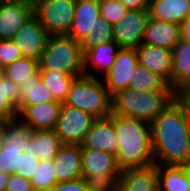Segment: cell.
Returning <instances> with one entry per match:
<instances>
[{
  "label": "cell",
  "instance_id": "484cf974",
  "mask_svg": "<svg viewBox=\"0 0 190 191\" xmlns=\"http://www.w3.org/2000/svg\"><path fill=\"white\" fill-rule=\"evenodd\" d=\"M20 103V85L15 84L0 70V121H11L18 118L17 109Z\"/></svg>",
  "mask_w": 190,
  "mask_h": 191
},
{
  "label": "cell",
  "instance_id": "f1b7e54d",
  "mask_svg": "<svg viewBox=\"0 0 190 191\" xmlns=\"http://www.w3.org/2000/svg\"><path fill=\"white\" fill-rule=\"evenodd\" d=\"M39 75L44 84L49 87L54 100L64 103L76 76L56 70H39Z\"/></svg>",
  "mask_w": 190,
  "mask_h": 191
},
{
  "label": "cell",
  "instance_id": "d4e9b609",
  "mask_svg": "<svg viewBox=\"0 0 190 191\" xmlns=\"http://www.w3.org/2000/svg\"><path fill=\"white\" fill-rule=\"evenodd\" d=\"M158 191H190V166L157 165Z\"/></svg>",
  "mask_w": 190,
  "mask_h": 191
},
{
  "label": "cell",
  "instance_id": "8d00e7d4",
  "mask_svg": "<svg viewBox=\"0 0 190 191\" xmlns=\"http://www.w3.org/2000/svg\"><path fill=\"white\" fill-rule=\"evenodd\" d=\"M34 187L30 179L22 177L18 174L9 175L6 185V191H34Z\"/></svg>",
  "mask_w": 190,
  "mask_h": 191
},
{
  "label": "cell",
  "instance_id": "4fadbf2b",
  "mask_svg": "<svg viewBox=\"0 0 190 191\" xmlns=\"http://www.w3.org/2000/svg\"><path fill=\"white\" fill-rule=\"evenodd\" d=\"M136 51L139 64L161 77L172 87V50L140 44Z\"/></svg>",
  "mask_w": 190,
  "mask_h": 191
},
{
  "label": "cell",
  "instance_id": "5b68a950",
  "mask_svg": "<svg viewBox=\"0 0 190 191\" xmlns=\"http://www.w3.org/2000/svg\"><path fill=\"white\" fill-rule=\"evenodd\" d=\"M39 70H56L76 77L84 75V52L67 35H50L39 59Z\"/></svg>",
  "mask_w": 190,
  "mask_h": 191
},
{
  "label": "cell",
  "instance_id": "e575fe53",
  "mask_svg": "<svg viewBox=\"0 0 190 191\" xmlns=\"http://www.w3.org/2000/svg\"><path fill=\"white\" fill-rule=\"evenodd\" d=\"M23 57L13 40H0V70Z\"/></svg>",
  "mask_w": 190,
  "mask_h": 191
},
{
  "label": "cell",
  "instance_id": "74e56055",
  "mask_svg": "<svg viewBox=\"0 0 190 191\" xmlns=\"http://www.w3.org/2000/svg\"><path fill=\"white\" fill-rule=\"evenodd\" d=\"M50 191H89V189L86 180L84 178H78L57 183Z\"/></svg>",
  "mask_w": 190,
  "mask_h": 191
},
{
  "label": "cell",
  "instance_id": "603a6c76",
  "mask_svg": "<svg viewBox=\"0 0 190 191\" xmlns=\"http://www.w3.org/2000/svg\"><path fill=\"white\" fill-rule=\"evenodd\" d=\"M172 89L190 90V43L181 40L172 49Z\"/></svg>",
  "mask_w": 190,
  "mask_h": 191
},
{
  "label": "cell",
  "instance_id": "2e32d148",
  "mask_svg": "<svg viewBox=\"0 0 190 191\" xmlns=\"http://www.w3.org/2000/svg\"><path fill=\"white\" fill-rule=\"evenodd\" d=\"M33 16V5L0 2V40H12L22 25Z\"/></svg>",
  "mask_w": 190,
  "mask_h": 191
},
{
  "label": "cell",
  "instance_id": "e0dca14e",
  "mask_svg": "<svg viewBox=\"0 0 190 191\" xmlns=\"http://www.w3.org/2000/svg\"><path fill=\"white\" fill-rule=\"evenodd\" d=\"M119 50L120 47L115 41L101 43L86 50L84 52V75L100 78L95 73L99 70V72H103L104 77L110 71ZM90 67L93 69H89Z\"/></svg>",
  "mask_w": 190,
  "mask_h": 191
},
{
  "label": "cell",
  "instance_id": "1f68e13d",
  "mask_svg": "<svg viewBox=\"0 0 190 191\" xmlns=\"http://www.w3.org/2000/svg\"><path fill=\"white\" fill-rule=\"evenodd\" d=\"M30 181L37 191H50L58 182L54 174L53 159L41 160Z\"/></svg>",
  "mask_w": 190,
  "mask_h": 191
},
{
  "label": "cell",
  "instance_id": "d6a6232c",
  "mask_svg": "<svg viewBox=\"0 0 190 191\" xmlns=\"http://www.w3.org/2000/svg\"><path fill=\"white\" fill-rule=\"evenodd\" d=\"M100 16L105 18L111 25L119 22L127 13L128 9L119 0H99Z\"/></svg>",
  "mask_w": 190,
  "mask_h": 191
},
{
  "label": "cell",
  "instance_id": "7c38bea8",
  "mask_svg": "<svg viewBox=\"0 0 190 191\" xmlns=\"http://www.w3.org/2000/svg\"><path fill=\"white\" fill-rule=\"evenodd\" d=\"M139 64L136 48H120L110 71L103 77L105 87L112 96L128 89V82Z\"/></svg>",
  "mask_w": 190,
  "mask_h": 191
},
{
  "label": "cell",
  "instance_id": "44dd1931",
  "mask_svg": "<svg viewBox=\"0 0 190 191\" xmlns=\"http://www.w3.org/2000/svg\"><path fill=\"white\" fill-rule=\"evenodd\" d=\"M100 17L99 0H76L72 26L67 36L80 42Z\"/></svg>",
  "mask_w": 190,
  "mask_h": 191
},
{
  "label": "cell",
  "instance_id": "f35d334b",
  "mask_svg": "<svg viewBox=\"0 0 190 191\" xmlns=\"http://www.w3.org/2000/svg\"><path fill=\"white\" fill-rule=\"evenodd\" d=\"M175 100L181 105L184 110L188 123V129L190 132V90L176 93Z\"/></svg>",
  "mask_w": 190,
  "mask_h": 191
},
{
  "label": "cell",
  "instance_id": "5bb4252c",
  "mask_svg": "<svg viewBox=\"0 0 190 191\" xmlns=\"http://www.w3.org/2000/svg\"><path fill=\"white\" fill-rule=\"evenodd\" d=\"M81 149L105 151L116 155L118 140L113 124V114L94 121L81 144Z\"/></svg>",
  "mask_w": 190,
  "mask_h": 191
},
{
  "label": "cell",
  "instance_id": "d590c367",
  "mask_svg": "<svg viewBox=\"0 0 190 191\" xmlns=\"http://www.w3.org/2000/svg\"><path fill=\"white\" fill-rule=\"evenodd\" d=\"M39 162V159H36L27 152L22 153L20 157L19 168H17L16 174L27 179H31L39 165Z\"/></svg>",
  "mask_w": 190,
  "mask_h": 191
},
{
  "label": "cell",
  "instance_id": "cb8c5ba5",
  "mask_svg": "<svg viewBox=\"0 0 190 191\" xmlns=\"http://www.w3.org/2000/svg\"><path fill=\"white\" fill-rule=\"evenodd\" d=\"M149 18L181 25L190 16V0H149Z\"/></svg>",
  "mask_w": 190,
  "mask_h": 191
},
{
  "label": "cell",
  "instance_id": "7bdbcfd3",
  "mask_svg": "<svg viewBox=\"0 0 190 191\" xmlns=\"http://www.w3.org/2000/svg\"><path fill=\"white\" fill-rule=\"evenodd\" d=\"M5 140V121H0V148L3 146Z\"/></svg>",
  "mask_w": 190,
  "mask_h": 191
},
{
  "label": "cell",
  "instance_id": "ac0fdd59",
  "mask_svg": "<svg viewBox=\"0 0 190 191\" xmlns=\"http://www.w3.org/2000/svg\"><path fill=\"white\" fill-rule=\"evenodd\" d=\"M116 191H158L157 165L123 170Z\"/></svg>",
  "mask_w": 190,
  "mask_h": 191
},
{
  "label": "cell",
  "instance_id": "ba28073f",
  "mask_svg": "<svg viewBox=\"0 0 190 191\" xmlns=\"http://www.w3.org/2000/svg\"><path fill=\"white\" fill-rule=\"evenodd\" d=\"M95 120L91 114L63 104L54 130L62 144L81 145Z\"/></svg>",
  "mask_w": 190,
  "mask_h": 191
},
{
  "label": "cell",
  "instance_id": "30bf717a",
  "mask_svg": "<svg viewBox=\"0 0 190 191\" xmlns=\"http://www.w3.org/2000/svg\"><path fill=\"white\" fill-rule=\"evenodd\" d=\"M50 34L33 15L16 32L12 39L23 57L39 61Z\"/></svg>",
  "mask_w": 190,
  "mask_h": 191
},
{
  "label": "cell",
  "instance_id": "9a60e30c",
  "mask_svg": "<svg viewBox=\"0 0 190 191\" xmlns=\"http://www.w3.org/2000/svg\"><path fill=\"white\" fill-rule=\"evenodd\" d=\"M53 168L58 183L82 178L81 145L63 144L53 159Z\"/></svg>",
  "mask_w": 190,
  "mask_h": 191
},
{
  "label": "cell",
  "instance_id": "52a82bcc",
  "mask_svg": "<svg viewBox=\"0 0 190 191\" xmlns=\"http://www.w3.org/2000/svg\"><path fill=\"white\" fill-rule=\"evenodd\" d=\"M31 130L18 118L5 121V140L0 148V171L9 175L16 174L20 157L30 138Z\"/></svg>",
  "mask_w": 190,
  "mask_h": 191
},
{
  "label": "cell",
  "instance_id": "ee69618b",
  "mask_svg": "<svg viewBox=\"0 0 190 191\" xmlns=\"http://www.w3.org/2000/svg\"><path fill=\"white\" fill-rule=\"evenodd\" d=\"M0 2L25 3V4L34 5L35 0H0Z\"/></svg>",
  "mask_w": 190,
  "mask_h": 191
},
{
  "label": "cell",
  "instance_id": "4316f807",
  "mask_svg": "<svg viewBox=\"0 0 190 191\" xmlns=\"http://www.w3.org/2000/svg\"><path fill=\"white\" fill-rule=\"evenodd\" d=\"M128 88L139 91H173L161 77L137 64L129 79Z\"/></svg>",
  "mask_w": 190,
  "mask_h": 191
},
{
  "label": "cell",
  "instance_id": "60d3db41",
  "mask_svg": "<svg viewBox=\"0 0 190 191\" xmlns=\"http://www.w3.org/2000/svg\"><path fill=\"white\" fill-rule=\"evenodd\" d=\"M180 40L190 43V16L180 25Z\"/></svg>",
  "mask_w": 190,
  "mask_h": 191
},
{
  "label": "cell",
  "instance_id": "9c48e42d",
  "mask_svg": "<svg viewBox=\"0 0 190 191\" xmlns=\"http://www.w3.org/2000/svg\"><path fill=\"white\" fill-rule=\"evenodd\" d=\"M149 19L148 10H128L125 16L113 25L114 41L120 48H137Z\"/></svg>",
  "mask_w": 190,
  "mask_h": 191
},
{
  "label": "cell",
  "instance_id": "8992f818",
  "mask_svg": "<svg viewBox=\"0 0 190 191\" xmlns=\"http://www.w3.org/2000/svg\"><path fill=\"white\" fill-rule=\"evenodd\" d=\"M76 0H35L33 15L50 35H67L73 23Z\"/></svg>",
  "mask_w": 190,
  "mask_h": 191
},
{
  "label": "cell",
  "instance_id": "ab89813d",
  "mask_svg": "<svg viewBox=\"0 0 190 191\" xmlns=\"http://www.w3.org/2000/svg\"><path fill=\"white\" fill-rule=\"evenodd\" d=\"M128 10H148L149 0H119Z\"/></svg>",
  "mask_w": 190,
  "mask_h": 191
},
{
  "label": "cell",
  "instance_id": "4dcf8cb0",
  "mask_svg": "<svg viewBox=\"0 0 190 191\" xmlns=\"http://www.w3.org/2000/svg\"><path fill=\"white\" fill-rule=\"evenodd\" d=\"M114 41L113 25L105 18L99 17L92 30L79 42L83 52L101 43Z\"/></svg>",
  "mask_w": 190,
  "mask_h": 191
},
{
  "label": "cell",
  "instance_id": "83f0119b",
  "mask_svg": "<svg viewBox=\"0 0 190 191\" xmlns=\"http://www.w3.org/2000/svg\"><path fill=\"white\" fill-rule=\"evenodd\" d=\"M20 105H34L43 102L55 101L48 86L41 80L39 73L30 77V80L20 85Z\"/></svg>",
  "mask_w": 190,
  "mask_h": 191
},
{
  "label": "cell",
  "instance_id": "7402d4cb",
  "mask_svg": "<svg viewBox=\"0 0 190 191\" xmlns=\"http://www.w3.org/2000/svg\"><path fill=\"white\" fill-rule=\"evenodd\" d=\"M59 135L54 129L31 130L25 152L36 159H54L59 148L62 146Z\"/></svg>",
  "mask_w": 190,
  "mask_h": 191
},
{
  "label": "cell",
  "instance_id": "6da1fadb",
  "mask_svg": "<svg viewBox=\"0 0 190 191\" xmlns=\"http://www.w3.org/2000/svg\"><path fill=\"white\" fill-rule=\"evenodd\" d=\"M156 165L190 166V132L181 105L172 101L151 123Z\"/></svg>",
  "mask_w": 190,
  "mask_h": 191
},
{
  "label": "cell",
  "instance_id": "3957f363",
  "mask_svg": "<svg viewBox=\"0 0 190 191\" xmlns=\"http://www.w3.org/2000/svg\"><path fill=\"white\" fill-rule=\"evenodd\" d=\"M174 100V91H139L128 88L112 95V114L151 124Z\"/></svg>",
  "mask_w": 190,
  "mask_h": 191
},
{
  "label": "cell",
  "instance_id": "f546056e",
  "mask_svg": "<svg viewBox=\"0 0 190 191\" xmlns=\"http://www.w3.org/2000/svg\"><path fill=\"white\" fill-rule=\"evenodd\" d=\"M3 75L17 85H22L30 80V77L39 73V62L32 58L21 57L2 70Z\"/></svg>",
  "mask_w": 190,
  "mask_h": 191
},
{
  "label": "cell",
  "instance_id": "b9f144b4",
  "mask_svg": "<svg viewBox=\"0 0 190 191\" xmlns=\"http://www.w3.org/2000/svg\"><path fill=\"white\" fill-rule=\"evenodd\" d=\"M9 174L0 171V191H6Z\"/></svg>",
  "mask_w": 190,
  "mask_h": 191
},
{
  "label": "cell",
  "instance_id": "7a4b0ae2",
  "mask_svg": "<svg viewBox=\"0 0 190 191\" xmlns=\"http://www.w3.org/2000/svg\"><path fill=\"white\" fill-rule=\"evenodd\" d=\"M113 124L118 140L116 160L122 171L155 164L150 123L113 114Z\"/></svg>",
  "mask_w": 190,
  "mask_h": 191
},
{
  "label": "cell",
  "instance_id": "d6986e66",
  "mask_svg": "<svg viewBox=\"0 0 190 191\" xmlns=\"http://www.w3.org/2000/svg\"><path fill=\"white\" fill-rule=\"evenodd\" d=\"M180 41V25L149 18L141 44L172 50Z\"/></svg>",
  "mask_w": 190,
  "mask_h": 191
},
{
  "label": "cell",
  "instance_id": "277c9868",
  "mask_svg": "<svg viewBox=\"0 0 190 191\" xmlns=\"http://www.w3.org/2000/svg\"><path fill=\"white\" fill-rule=\"evenodd\" d=\"M112 96L100 78L82 75L76 77L63 104L91 114L96 119L112 114Z\"/></svg>",
  "mask_w": 190,
  "mask_h": 191
},
{
  "label": "cell",
  "instance_id": "836d02e7",
  "mask_svg": "<svg viewBox=\"0 0 190 191\" xmlns=\"http://www.w3.org/2000/svg\"><path fill=\"white\" fill-rule=\"evenodd\" d=\"M121 174H98L86 178L89 191H116Z\"/></svg>",
  "mask_w": 190,
  "mask_h": 191
},
{
  "label": "cell",
  "instance_id": "ffe728a7",
  "mask_svg": "<svg viewBox=\"0 0 190 191\" xmlns=\"http://www.w3.org/2000/svg\"><path fill=\"white\" fill-rule=\"evenodd\" d=\"M82 178L98 174H121L116 155L105 151L81 149Z\"/></svg>",
  "mask_w": 190,
  "mask_h": 191
},
{
  "label": "cell",
  "instance_id": "8fae6325",
  "mask_svg": "<svg viewBox=\"0 0 190 191\" xmlns=\"http://www.w3.org/2000/svg\"><path fill=\"white\" fill-rule=\"evenodd\" d=\"M63 103L59 101L43 102L34 105H20L18 119L30 130L54 129Z\"/></svg>",
  "mask_w": 190,
  "mask_h": 191
}]
</instances>
